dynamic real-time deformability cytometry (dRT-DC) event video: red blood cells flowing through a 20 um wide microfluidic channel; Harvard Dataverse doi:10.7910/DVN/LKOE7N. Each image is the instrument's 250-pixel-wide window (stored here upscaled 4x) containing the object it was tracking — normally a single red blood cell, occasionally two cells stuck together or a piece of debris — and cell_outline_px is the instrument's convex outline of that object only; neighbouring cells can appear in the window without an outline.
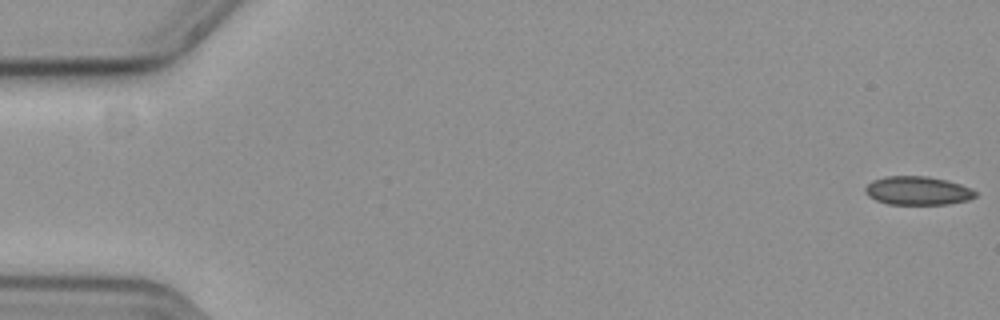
{"species": "common noctule bat (a hibernating species)", "species_latin": "Nyctalus noctula", "temperature_condition": "cold", "stored_images_in_passage": 16, "camera_frame_rate_fps": 3000, "um_per_image_px": 0.085, "animal": {"sex": "female", "body_mass_g": 19.3, "forearm_length_mm": 54.1}, "frame": {"image": 1, "passage_image": 1, "time_ms": 0.0, "image_size_px": [1000, 320], "cell_outline_px": [[976, 196], [968, 200], [948, 204], [888, 204], [876, 200], [868, 196], [864, 192], [864, 188], [872, 180], [884, 176], [928, 176], [960, 184], [976, 192]], "centroid_in_image_um": [77.95, 16.21], "position_along_channel_um": 7.0, "area_um2": 18.26}}